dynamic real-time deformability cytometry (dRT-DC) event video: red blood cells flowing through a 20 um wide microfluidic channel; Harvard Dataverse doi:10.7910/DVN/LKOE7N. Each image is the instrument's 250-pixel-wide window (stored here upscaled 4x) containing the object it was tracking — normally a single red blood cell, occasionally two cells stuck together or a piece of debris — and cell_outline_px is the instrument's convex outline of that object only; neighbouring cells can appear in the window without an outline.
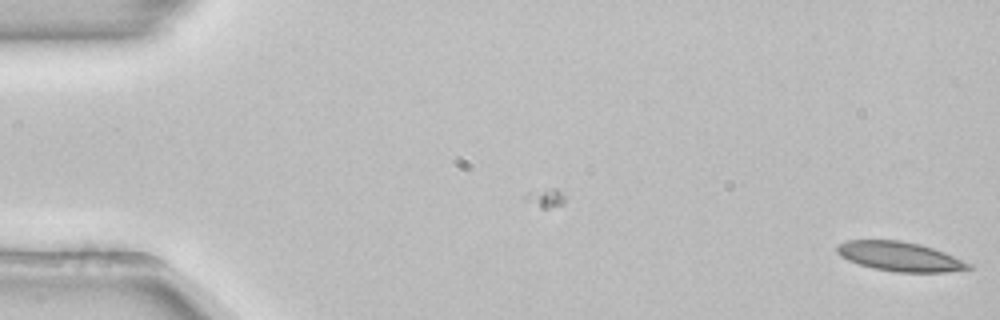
{"species": "common noctule bat (a hibernating species)", "species_latin": "Nyctalus noctula", "temperature_condition": "room temperature", "stored_images_in_passage": 7, "camera_frame_rate_fps": 3000, "um_per_image_px": 0.085, "animal": {"sex": "female", "body_mass_g": 22.7, "forearm_length_mm": 54.2}, "frame": {"image": 1, "passage_image": 7, "time_ms": 2.0, "image_size_px": [1000, 320], "cell_outline_px": [[972, 268], [948, 272], [896, 272], [876, 268], [860, 264], [848, 260], [840, 256], [836, 252], [836, 244], [848, 240], [900, 240], [920, 244], [944, 252], [972, 264]], "centroid_in_image_um": [76.47, 21.79], "position_along_channel_um": 8.5, "area_um2": 22.43}}